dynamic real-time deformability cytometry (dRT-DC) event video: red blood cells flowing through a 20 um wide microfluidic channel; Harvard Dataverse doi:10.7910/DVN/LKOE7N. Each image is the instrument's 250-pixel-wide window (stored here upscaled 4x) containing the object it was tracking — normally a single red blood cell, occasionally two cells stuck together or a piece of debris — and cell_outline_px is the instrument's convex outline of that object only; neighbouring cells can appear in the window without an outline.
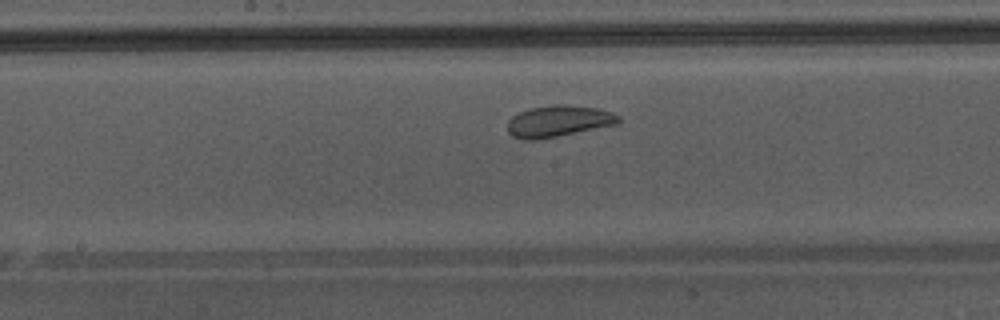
{"species": "Egyptian fruit bat (a non-hibernating species)", "species_latin": "Rousettus aegyptiacus", "temperature_condition": "warm", "stored_images_in_passage": 29, "camera_frame_rate_fps": 3000, "um_per_image_px": 0.085, "animal": {"sex": "male"}, "frame": {"image": 1, "passage_image": 13, "time_ms": 4.0, "image_size_px": [1000, 320], "cell_outline_px": [[620, 124], [536, 140], [520, 140], [512, 136], [508, 132], [508, 120], [512, 116], [528, 108], [552, 104], [564, 104], [596, 108], [612, 112], [620, 116]], "centroid_in_image_um": [47.46, 10.3], "position_along_channel_um": 200.7, "area_um2": 20.58}}
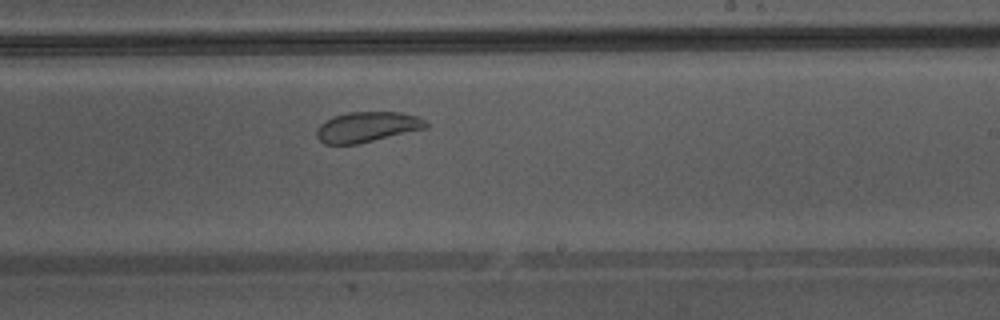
{"frame": {"image": 2, "passage_image": 17, "time_ms": 5.333, "image_size_px": [1000, 320], "cell_outline_px": [[428, 128], [356, 144], [324, 144], [316, 136], [316, 128], [324, 120], [332, 116], [348, 112], [400, 112], [416, 116], [424, 120], [428, 124]], "centroid_in_image_um": [31.17, 10.78], "position_along_channel_um": 257.8, "area_um2": 19.36}, "authors_computed_cell_mechanics": {"area_um2": 20.6924, "velocity_mm_per_s": 4.2937, "shape_relaxation_time_tau1_ms": 6.943, "shape_relaxation_time_tau2_ms": 1.0549, "deformation_change_tau1": 0.0765, "deformation_change_tau2": 0.0699}}